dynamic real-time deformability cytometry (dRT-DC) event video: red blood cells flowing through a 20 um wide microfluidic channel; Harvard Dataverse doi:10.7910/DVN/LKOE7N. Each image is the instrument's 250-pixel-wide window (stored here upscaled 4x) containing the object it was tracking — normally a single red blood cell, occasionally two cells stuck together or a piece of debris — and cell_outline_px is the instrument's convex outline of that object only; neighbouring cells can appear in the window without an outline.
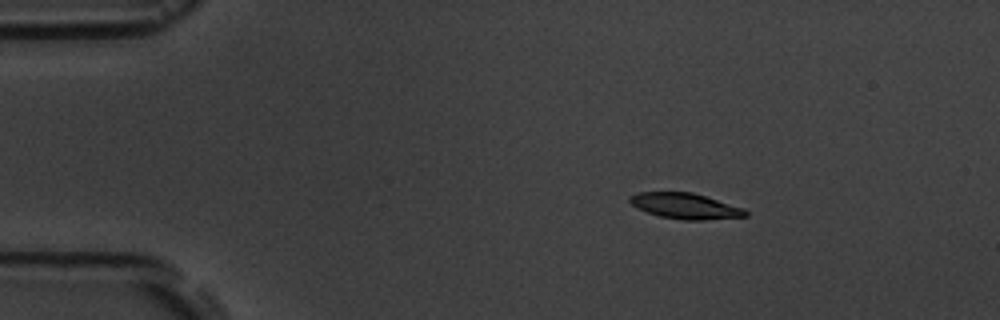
{"species": "common noctule bat (a hibernating species)", "species_latin": "Nyctalus noctula", "temperature_condition": "room temperature", "stored_images_in_passage": 4, "camera_frame_rate_fps": 3000, "um_per_image_px": 0.085, "animal": {"sex": "male", "body_mass_g": 19.5, "forearm_length_mm": 54.6}, "frame": {"image": 1, "passage_image": 2, "time_ms": 1.333, "image_size_px": [1000, 320], "cell_outline_px": [[748, 216], [704, 220], [684, 220], [660, 216], [636, 208], [628, 200], [628, 196], [640, 192], [692, 192], [744, 208], [748, 212]], "centroid_in_image_um": [58.24, 17.51], "position_along_channel_um": 26.8, "area_um2": 17.28}}